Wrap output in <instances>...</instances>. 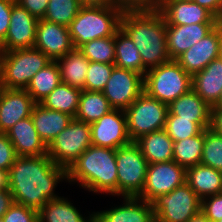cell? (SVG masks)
Returning <instances> with one entry per match:
<instances>
[{"mask_svg": "<svg viewBox=\"0 0 222 222\" xmlns=\"http://www.w3.org/2000/svg\"><path fill=\"white\" fill-rule=\"evenodd\" d=\"M114 66L115 64L90 62L86 73L84 90L102 92Z\"/></svg>", "mask_w": 222, "mask_h": 222, "instance_id": "cell-38", "label": "cell"}, {"mask_svg": "<svg viewBox=\"0 0 222 222\" xmlns=\"http://www.w3.org/2000/svg\"><path fill=\"white\" fill-rule=\"evenodd\" d=\"M211 108L222 109V94H221V97H220L219 101L217 102V104Z\"/></svg>", "mask_w": 222, "mask_h": 222, "instance_id": "cell-52", "label": "cell"}, {"mask_svg": "<svg viewBox=\"0 0 222 222\" xmlns=\"http://www.w3.org/2000/svg\"><path fill=\"white\" fill-rule=\"evenodd\" d=\"M186 183L202 200L222 193V172L199 163L186 169Z\"/></svg>", "mask_w": 222, "mask_h": 222, "instance_id": "cell-25", "label": "cell"}, {"mask_svg": "<svg viewBox=\"0 0 222 222\" xmlns=\"http://www.w3.org/2000/svg\"><path fill=\"white\" fill-rule=\"evenodd\" d=\"M123 11L159 10L162 0H116Z\"/></svg>", "mask_w": 222, "mask_h": 222, "instance_id": "cell-42", "label": "cell"}, {"mask_svg": "<svg viewBox=\"0 0 222 222\" xmlns=\"http://www.w3.org/2000/svg\"><path fill=\"white\" fill-rule=\"evenodd\" d=\"M56 63L59 66L62 83L84 90L90 61L78 49L68 52L57 59Z\"/></svg>", "mask_w": 222, "mask_h": 222, "instance_id": "cell-27", "label": "cell"}, {"mask_svg": "<svg viewBox=\"0 0 222 222\" xmlns=\"http://www.w3.org/2000/svg\"><path fill=\"white\" fill-rule=\"evenodd\" d=\"M159 11L162 13L166 25L220 23L210 11L194 1L161 2Z\"/></svg>", "mask_w": 222, "mask_h": 222, "instance_id": "cell-19", "label": "cell"}, {"mask_svg": "<svg viewBox=\"0 0 222 222\" xmlns=\"http://www.w3.org/2000/svg\"><path fill=\"white\" fill-rule=\"evenodd\" d=\"M201 211L211 222L222 218V193L201 200Z\"/></svg>", "mask_w": 222, "mask_h": 222, "instance_id": "cell-40", "label": "cell"}, {"mask_svg": "<svg viewBox=\"0 0 222 222\" xmlns=\"http://www.w3.org/2000/svg\"><path fill=\"white\" fill-rule=\"evenodd\" d=\"M218 24L166 25L167 47L170 59L176 60L182 53L204 38Z\"/></svg>", "mask_w": 222, "mask_h": 222, "instance_id": "cell-18", "label": "cell"}, {"mask_svg": "<svg viewBox=\"0 0 222 222\" xmlns=\"http://www.w3.org/2000/svg\"><path fill=\"white\" fill-rule=\"evenodd\" d=\"M174 1H193V0H162V2H174Z\"/></svg>", "mask_w": 222, "mask_h": 222, "instance_id": "cell-53", "label": "cell"}, {"mask_svg": "<svg viewBox=\"0 0 222 222\" xmlns=\"http://www.w3.org/2000/svg\"><path fill=\"white\" fill-rule=\"evenodd\" d=\"M51 61L35 47L1 51L0 87L26 89L32 77Z\"/></svg>", "mask_w": 222, "mask_h": 222, "instance_id": "cell-5", "label": "cell"}, {"mask_svg": "<svg viewBox=\"0 0 222 222\" xmlns=\"http://www.w3.org/2000/svg\"><path fill=\"white\" fill-rule=\"evenodd\" d=\"M15 2L16 0H0V44L5 40Z\"/></svg>", "mask_w": 222, "mask_h": 222, "instance_id": "cell-43", "label": "cell"}, {"mask_svg": "<svg viewBox=\"0 0 222 222\" xmlns=\"http://www.w3.org/2000/svg\"><path fill=\"white\" fill-rule=\"evenodd\" d=\"M144 91V76L114 66L102 93L113 109H127Z\"/></svg>", "mask_w": 222, "mask_h": 222, "instance_id": "cell-12", "label": "cell"}, {"mask_svg": "<svg viewBox=\"0 0 222 222\" xmlns=\"http://www.w3.org/2000/svg\"><path fill=\"white\" fill-rule=\"evenodd\" d=\"M135 143L139 146L148 164L173 161L174 141L165 129L143 135Z\"/></svg>", "mask_w": 222, "mask_h": 222, "instance_id": "cell-26", "label": "cell"}, {"mask_svg": "<svg viewBox=\"0 0 222 222\" xmlns=\"http://www.w3.org/2000/svg\"><path fill=\"white\" fill-rule=\"evenodd\" d=\"M164 129L174 142L196 136L204 130L194 119H179L175 115H167Z\"/></svg>", "mask_w": 222, "mask_h": 222, "instance_id": "cell-37", "label": "cell"}, {"mask_svg": "<svg viewBox=\"0 0 222 222\" xmlns=\"http://www.w3.org/2000/svg\"><path fill=\"white\" fill-rule=\"evenodd\" d=\"M122 12L118 6H81L68 26L75 49L91 40L114 36Z\"/></svg>", "mask_w": 222, "mask_h": 222, "instance_id": "cell-4", "label": "cell"}, {"mask_svg": "<svg viewBox=\"0 0 222 222\" xmlns=\"http://www.w3.org/2000/svg\"><path fill=\"white\" fill-rule=\"evenodd\" d=\"M9 189L8 172L0 169V190Z\"/></svg>", "mask_w": 222, "mask_h": 222, "instance_id": "cell-49", "label": "cell"}, {"mask_svg": "<svg viewBox=\"0 0 222 222\" xmlns=\"http://www.w3.org/2000/svg\"><path fill=\"white\" fill-rule=\"evenodd\" d=\"M186 182V169L175 161L148 164L144 189L138 198L152 203Z\"/></svg>", "mask_w": 222, "mask_h": 222, "instance_id": "cell-11", "label": "cell"}, {"mask_svg": "<svg viewBox=\"0 0 222 222\" xmlns=\"http://www.w3.org/2000/svg\"><path fill=\"white\" fill-rule=\"evenodd\" d=\"M71 201L64 197L49 200L39 211V222H95V212L83 217Z\"/></svg>", "mask_w": 222, "mask_h": 222, "instance_id": "cell-28", "label": "cell"}, {"mask_svg": "<svg viewBox=\"0 0 222 222\" xmlns=\"http://www.w3.org/2000/svg\"><path fill=\"white\" fill-rule=\"evenodd\" d=\"M187 222H211L205 214L200 210L194 214Z\"/></svg>", "mask_w": 222, "mask_h": 222, "instance_id": "cell-50", "label": "cell"}, {"mask_svg": "<svg viewBox=\"0 0 222 222\" xmlns=\"http://www.w3.org/2000/svg\"><path fill=\"white\" fill-rule=\"evenodd\" d=\"M195 3L210 11L222 22V0H193Z\"/></svg>", "mask_w": 222, "mask_h": 222, "instance_id": "cell-45", "label": "cell"}, {"mask_svg": "<svg viewBox=\"0 0 222 222\" xmlns=\"http://www.w3.org/2000/svg\"><path fill=\"white\" fill-rule=\"evenodd\" d=\"M217 134L222 135V109L211 108L210 127Z\"/></svg>", "mask_w": 222, "mask_h": 222, "instance_id": "cell-46", "label": "cell"}, {"mask_svg": "<svg viewBox=\"0 0 222 222\" xmlns=\"http://www.w3.org/2000/svg\"><path fill=\"white\" fill-rule=\"evenodd\" d=\"M60 83L61 76L59 66L56 61H51L32 77L25 90L36 103H40Z\"/></svg>", "mask_w": 222, "mask_h": 222, "instance_id": "cell-30", "label": "cell"}, {"mask_svg": "<svg viewBox=\"0 0 222 222\" xmlns=\"http://www.w3.org/2000/svg\"><path fill=\"white\" fill-rule=\"evenodd\" d=\"M49 0H16L22 7L37 19H42L47 9Z\"/></svg>", "mask_w": 222, "mask_h": 222, "instance_id": "cell-44", "label": "cell"}, {"mask_svg": "<svg viewBox=\"0 0 222 222\" xmlns=\"http://www.w3.org/2000/svg\"><path fill=\"white\" fill-rule=\"evenodd\" d=\"M124 112L129 139L135 142L143 135L165 128L168 105L143 91Z\"/></svg>", "mask_w": 222, "mask_h": 222, "instance_id": "cell-7", "label": "cell"}, {"mask_svg": "<svg viewBox=\"0 0 222 222\" xmlns=\"http://www.w3.org/2000/svg\"><path fill=\"white\" fill-rule=\"evenodd\" d=\"M91 145L90 124L73 118L47 146V154L53 163L68 169Z\"/></svg>", "mask_w": 222, "mask_h": 222, "instance_id": "cell-9", "label": "cell"}, {"mask_svg": "<svg viewBox=\"0 0 222 222\" xmlns=\"http://www.w3.org/2000/svg\"><path fill=\"white\" fill-rule=\"evenodd\" d=\"M36 102L25 89L0 87V132L31 116Z\"/></svg>", "mask_w": 222, "mask_h": 222, "instance_id": "cell-17", "label": "cell"}, {"mask_svg": "<svg viewBox=\"0 0 222 222\" xmlns=\"http://www.w3.org/2000/svg\"><path fill=\"white\" fill-rule=\"evenodd\" d=\"M201 164L222 172V135L211 128L204 129Z\"/></svg>", "mask_w": 222, "mask_h": 222, "instance_id": "cell-36", "label": "cell"}, {"mask_svg": "<svg viewBox=\"0 0 222 222\" xmlns=\"http://www.w3.org/2000/svg\"><path fill=\"white\" fill-rule=\"evenodd\" d=\"M193 91L210 107H214L222 94V61L212 60L202 71L192 76Z\"/></svg>", "mask_w": 222, "mask_h": 222, "instance_id": "cell-22", "label": "cell"}, {"mask_svg": "<svg viewBox=\"0 0 222 222\" xmlns=\"http://www.w3.org/2000/svg\"><path fill=\"white\" fill-rule=\"evenodd\" d=\"M31 118L40 139L46 146L73 120L72 116L47 109L40 103H36L33 107Z\"/></svg>", "mask_w": 222, "mask_h": 222, "instance_id": "cell-23", "label": "cell"}, {"mask_svg": "<svg viewBox=\"0 0 222 222\" xmlns=\"http://www.w3.org/2000/svg\"><path fill=\"white\" fill-rule=\"evenodd\" d=\"M9 191L16 203L39 211L49 200L60 198L57 184L67 180V169L46 155L18 156L8 171Z\"/></svg>", "mask_w": 222, "mask_h": 222, "instance_id": "cell-1", "label": "cell"}, {"mask_svg": "<svg viewBox=\"0 0 222 222\" xmlns=\"http://www.w3.org/2000/svg\"><path fill=\"white\" fill-rule=\"evenodd\" d=\"M89 192L118 196L116 150L91 145L67 169V180Z\"/></svg>", "mask_w": 222, "mask_h": 222, "instance_id": "cell-3", "label": "cell"}, {"mask_svg": "<svg viewBox=\"0 0 222 222\" xmlns=\"http://www.w3.org/2000/svg\"><path fill=\"white\" fill-rule=\"evenodd\" d=\"M124 203L109 210L95 212V222H154L152 203L138 197H123Z\"/></svg>", "mask_w": 222, "mask_h": 222, "instance_id": "cell-20", "label": "cell"}, {"mask_svg": "<svg viewBox=\"0 0 222 222\" xmlns=\"http://www.w3.org/2000/svg\"><path fill=\"white\" fill-rule=\"evenodd\" d=\"M118 196L138 197L146 179L148 162L135 142L116 150Z\"/></svg>", "mask_w": 222, "mask_h": 222, "instance_id": "cell-8", "label": "cell"}, {"mask_svg": "<svg viewBox=\"0 0 222 222\" xmlns=\"http://www.w3.org/2000/svg\"><path fill=\"white\" fill-rule=\"evenodd\" d=\"M218 59L222 61V22H221V41L219 46Z\"/></svg>", "mask_w": 222, "mask_h": 222, "instance_id": "cell-51", "label": "cell"}, {"mask_svg": "<svg viewBox=\"0 0 222 222\" xmlns=\"http://www.w3.org/2000/svg\"><path fill=\"white\" fill-rule=\"evenodd\" d=\"M17 157L15 148L6 133L0 132V169L8 172Z\"/></svg>", "mask_w": 222, "mask_h": 222, "instance_id": "cell-41", "label": "cell"}, {"mask_svg": "<svg viewBox=\"0 0 222 222\" xmlns=\"http://www.w3.org/2000/svg\"><path fill=\"white\" fill-rule=\"evenodd\" d=\"M221 41V22L204 38L182 53L176 61L191 76L202 71L218 58Z\"/></svg>", "mask_w": 222, "mask_h": 222, "instance_id": "cell-16", "label": "cell"}, {"mask_svg": "<svg viewBox=\"0 0 222 222\" xmlns=\"http://www.w3.org/2000/svg\"><path fill=\"white\" fill-rule=\"evenodd\" d=\"M3 222H39L38 211L14 202L2 216Z\"/></svg>", "mask_w": 222, "mask_h": 222, "instance_id": "cell-39", "label": "cell"}, {"mask_svg": "<svg viewBox=\"0 0 222 222\" xmlns=\"http://www.w3.org/2000/svg\"><path fill=\"white\" fill-rule=\"evenodd\" d=\"M156 222H187L201 210L200 197L185 182L152 202Z\"/></svg>", "mask_w": 222, "mask_h": 222, "instance_id": "cell-10", "label": "cell"}, {"mask_svg": "<svg viewBox=\"0 0 222 222\" xmlns=\"http://www.w3.org/2000/svg\"><path fill=\"white\" fill-rule=\"evenodd\" d=\"M194 119L203 129L210 127L211 107L191 89L168 105V114Z\"/></svg>", "mask_w": 222, "mask_h": 222, "instance_id": "cell-24", "label": "cell"}, {"mask_svg": "<svg viewBox=\"0 0 222 222\" xmlns=\"http://www.w3.org/2000/svg\"><path fill=\"white\" fill-rule=\"evenodd\" d=\"M115 66L134 71L144 76V65L138 47L119 28L115 33Z\"/></svg>", "mask_w": 222, "mask_h": 222, "instance_id": "cell-29", "label": "cell"}, {"mask_svg": "<svg viewBox=\"0 0 222 222\" xmlns=\"http://www.w3.org/2000/svg\"><path fill=\"white\" fill-rule=\"evenodd\" d=\"M204 130L196 136L176 141L173 144V161L185 169L201 162Z\"/></svg>", "mask_w": 222, "mask_h": 222, "instance_id": "cell-33", "label": "cell"}, {"mask_svg": "<svg viewBox=\"0 0 222 222\" xmlns=\"http://www.w3.org/2000/svg\"><path fill=\"white\" fill-rule=\"evenodd\" d=\"M38 20L15 2L12 7L10 26L5 40L0 44L1 51L34 47Z\"/></svg>", "mask_w": 222, "mask_h": 222, "instance_id": "cell-14", "label": "cell"}, {"mask_svg": "<svg viewBox=\"0 0 222 222\" xmlns=\"http://www.w3.org/2000/svg\"><path fill=\"white\" fill-rule=\"evenodd\" d=\"M5 133L18 156H41L47 154V146L40 139L31 116L19 120Z\"/></svg>", "mask_w": 222, "mask_h": 222, "instance_id": "cell-21", "label": "cell"}, {"mask_svg": "<svg viewBox=\"0 0 222 222\" xmlns=\"http://www.w3.org/2000/svg\"><path fill=\"white\" fill-rule=\"evenodd\" d=\"M120 28L138 47L144 76L146 72L170 61L166 21L159 10L123 11Z\"/></svg>", "mask_w": 222, "mask_h": 222, "instance_id": "cell-2", "label": "cell"}, {"mask_svg": "<svg viewBox=\"0 0 222 222\" xmlns=\"http://www.w3.org/2000/svg\"><path fill=\"white\" fill-rule=\"evenodd\" d=\"M82 90L60 83L40 104L45 108L76 116Z\"/></svg>", "mask_w": 222, "mask_h": 222, "instance_id": "cell-31", "label": "cell"}, {"mask_svg": "<svg viewBox=\"0 0 222 222\" xmlns=\"http://www.w3.org/2000/svg\"><path fill=\"white\" fill-rule=\"evenodd\" d=\"M90 61L115 64V35L91 40L78 48Z\"/></svg>", "mask_w": 222, "mask_h": 222, "instance_id": "cell-34", "label": "cell"}, {"mask_svg": "<svg viewBox=\"0 0 222 222\" xmlns=\"http://www.w3.org/2000/svg\"><path fill=\"white\" fill-rule=\"evenodd\" d=\"M81 6H117L116 0H79Z\"/></svg>", "mask_w": 222, "mask_h": 222, "instance_id": "cell-48", "label": "cell"}, {"mask_svg": "<svg viewBox=\"0 0 222 222\" xmlns=\"http://www.w3.org/2000/svg\"><path fill=\"white\" fill-rule=\"evenodd\" d=\"M42 19L68 27L76 17L81 4L79 0H49Z\"/></svg>", "mask_w": 222, "mask_h": 222, "instance_id": "cell-35", "label": "cell"}, {"mask_svg": "<svg viewBox=\"0 0 222 222\" xmlns=\"http://www.w3.org/2000/svg\"><path fill=\"white\" fill-rule=\"evenodd\" d=\"M113 108L102 92L82 90L76 120L91 124L108 114Z\"/></svg>", "mask_w": 222, "mask_h": 222, "instance_id": "cell-32", "label": "cell"}, {"mask_svg": "<svg viewBox=\"0 0 222 222\" xmlns=\"http://www.w3.org/2000/svg\"><path fill=\"white\" fill-rule=\"evenodd\" d=\"M34 47L52 61L75 49L68 27L44 19L38 20Z\"/></svg>", "mask_w": 222, "mask_h": 222, "instance_id": "cell-15", "label": "cell"}, {"mask_svg": "<svg viewBox=\"0 0 222 222\" xmlns=\"http://www.w3.org/2000/svg\"><path fill=\"white\" fill-rule=\"evenodd\" d=\"M13 203V196L9 189L0 190V218H2Z\"/></svg>", "mask_w": 222, "mask_h": 222, "instance_id": "cell-47", "label": "cell"}, {"mask_svg": "<svg viewBox=\"0 0 222 222\" xmlns=\"http://www.w3.org/2000/svg\"><path fill=\"white\" fill-rule=\"evenodd\" d=\"M90 126L93 146L117 150L131 143L124 110L113 109Z\"/></svg>", "mask_w": 222, "mask_h": 222, "instance_id": "cell-13", "label": "cell"}, {"mask_svg": "<svg viewBox=\"0 0 222 222\" xmlns=\"http://www.w3.org/2000/svg\"><path fill=\"white\" fill-rule=\"evenodd\" d=\"M191 89L192 76L176 60L160 64L144 76V91L167 105Z\"/></svg>", "mask_w": 222, "mask_h": 222, "instance_id": "cell-6", "label": "cell"}]
</instances>
